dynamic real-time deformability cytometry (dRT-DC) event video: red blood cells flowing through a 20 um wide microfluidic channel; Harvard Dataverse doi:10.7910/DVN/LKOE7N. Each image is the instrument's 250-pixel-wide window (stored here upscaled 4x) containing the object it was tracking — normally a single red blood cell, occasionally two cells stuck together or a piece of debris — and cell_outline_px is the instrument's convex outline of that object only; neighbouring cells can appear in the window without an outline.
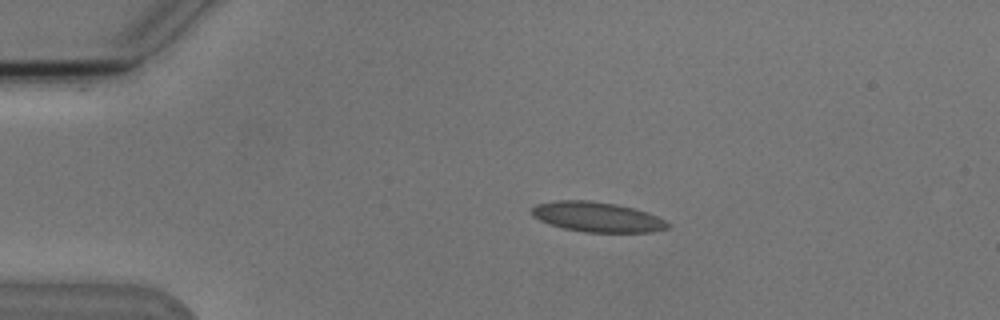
{"species": "Egyptian fruit bat (a non-hibernating species)", "species_latin": "Rousettus aegyptiacus", "temperature_condition": "cold", "stored_images_in_passage": 3, "camera_frame_rate_fps": 3000, "um_per_image_px": 0.085, "animal": {"sex": "male"}, "frame": {"image": 1, "passage_image": 2, "time_ms": 1.0, "image_size_px": [1000, 320], "cell_outline_px": [[672, 224], [668, 228], [652, 232], [584, 232], [564, 228], [548, 224], [532, 216], [532, 208], [536, 204], [556, 200], [588, 200], [616, 204], [632, 208], [656, 216]], "centroid_in_image_um": [50.74, 18.44], "position_along_channel_um": 34.3, "area_um2": 23.64}}